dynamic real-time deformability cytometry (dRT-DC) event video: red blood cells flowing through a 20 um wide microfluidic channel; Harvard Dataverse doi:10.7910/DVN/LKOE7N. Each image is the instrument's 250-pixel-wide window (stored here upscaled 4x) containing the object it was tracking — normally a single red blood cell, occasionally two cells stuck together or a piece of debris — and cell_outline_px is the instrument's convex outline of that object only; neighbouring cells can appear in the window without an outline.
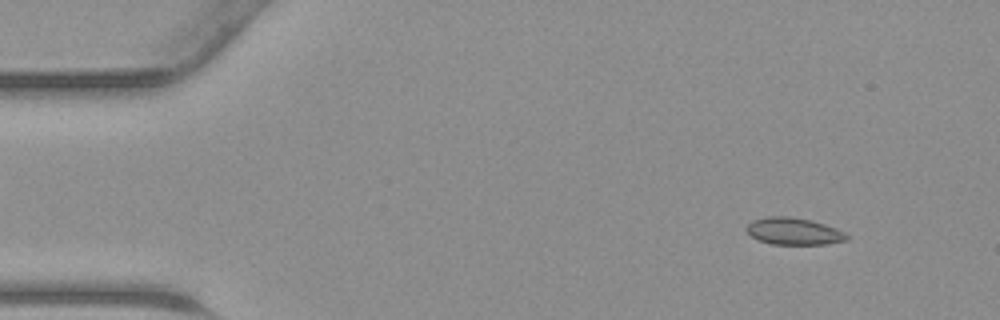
{"species": "common noctule bat (a hibernating species)", "species_latin": "Nyctalus noctula", "temperature_condition": "warm", "stored_images_in_passage": 44, "camera_frame_rate_fps": 3000, "um_per_image_px": 0.085, "animal": {"sex": "male", "body_mass_g": 23.1, "forearm_length_mm": 52.7}, "frame": {"image": 1, "passage_image": 4, "time_ms": 1.0, "image_size_px": [1000, 320], "cell_outline_px": [[848, 240], [828, 244], [772, 244], [756, 240], [748, 232], [748, 224], [752, 220], [768, 216], [788, 216], [812, 220], [836, 228], [844, 232], [848, 236]], "centroid_in_image_um": [67.48, 19.66], "position_along_channel_um": 17.5, "area_um2": 15.78}}
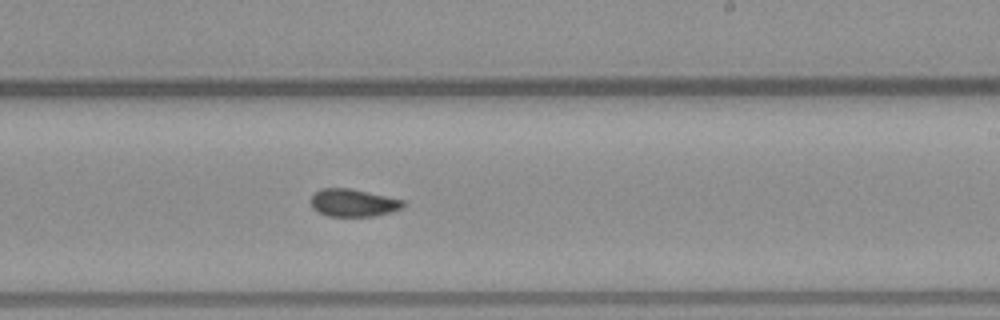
{"frame": {"image": 2, "passage_image": 26, "time_ms": 8.333, "image_size_px": [1000, 320], "cell_outline_px": [[408, 204], [404, 208], [372, 216], [328, 216], [312, 208], [312, 196], [320, 188], [352, 188], [404, 200]], "centroid_in_image_um": [30.07, 17.23], "position_along_channel_um": 258.9, "area_um2": 14.85}}
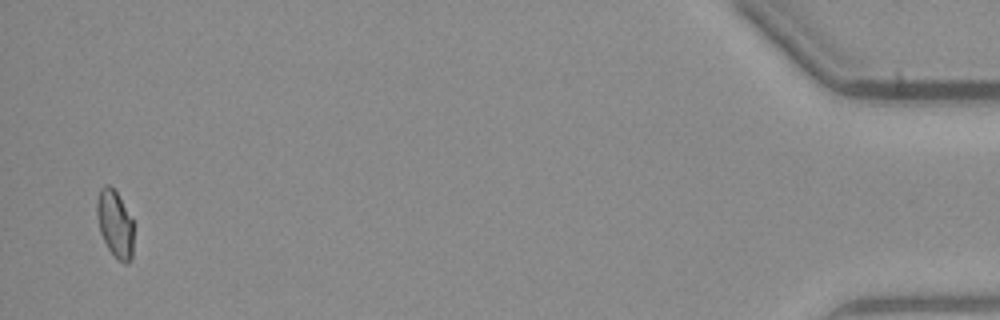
{"frame": {"image": 3, "passage_image": 43, "time_ms": 14.0, "image_size_px": [1000, 320], "cell_outline_px": [[132, 256], [128, 264], [124, 264], [108, 248], [100, 232], [96, 212], [96, 200], [100, 188], [104, 184], [108, 184], [116, 192], [132, 220]], "centroid_in_image_um": [9.74, 19.0], "position_along_channel_um": 425.5, "area_um2": 14.05}}